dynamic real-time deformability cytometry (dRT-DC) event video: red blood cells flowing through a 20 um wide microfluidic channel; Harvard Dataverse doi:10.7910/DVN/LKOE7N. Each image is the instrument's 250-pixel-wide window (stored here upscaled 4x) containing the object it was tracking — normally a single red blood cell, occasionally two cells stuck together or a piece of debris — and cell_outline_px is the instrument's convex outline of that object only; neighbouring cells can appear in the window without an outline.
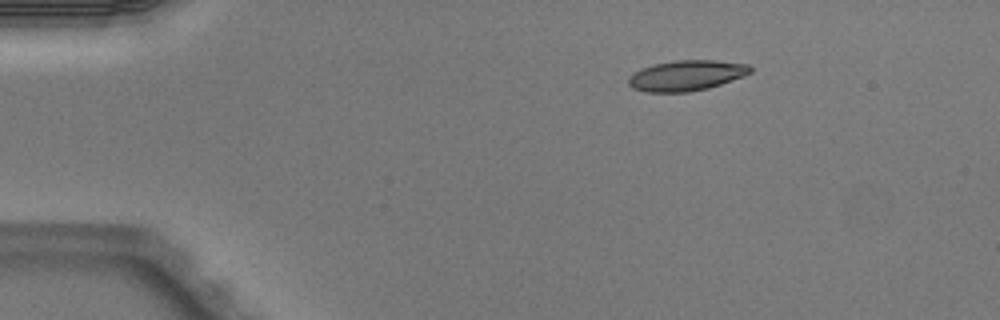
{"species": "Egyptian fruit bat (a non-hibernating species)", "species_latin": "Rousettus aegyptiacus", "temperature_condition": "warm", "stored_images_in_passage": 3, "camera_frame_rate_fps": 3000, "um_per_image_px": 0.085, "animal": {"sex": "male"}, "frame": {"image": 1, "passage_image": 1, "time_ms": 0.0, "image_size_px": [1000, 320], "cell_outline_px": [[752, 72], [744, 76], [708, 88], [688, 92], [644, 92], [632, 88], [628, 84], [628, 76], [640, 68], [652, 64], [676, 60], [716, 60], [748, 64], [752, 68]], "centroid_in_image_um": [58.31, 6.41], "position_along_channel_um": 26.7, "area_um2": 21.85}}